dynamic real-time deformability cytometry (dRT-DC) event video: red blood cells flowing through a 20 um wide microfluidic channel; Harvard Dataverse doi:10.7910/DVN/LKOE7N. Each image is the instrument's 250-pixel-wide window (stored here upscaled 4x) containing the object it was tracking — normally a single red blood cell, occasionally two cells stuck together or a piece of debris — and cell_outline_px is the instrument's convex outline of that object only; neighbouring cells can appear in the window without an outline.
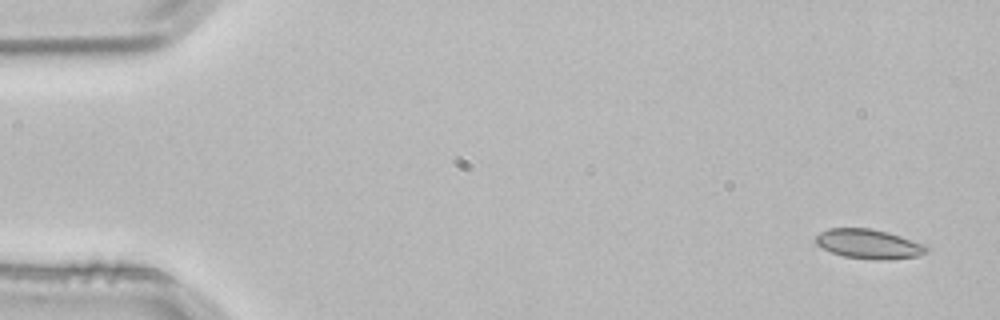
{"species": "common noctule bat (a hibernating species)", "species_latin": "Nyctalus noctula", "temperature_condition": "room temperature", "stored_images_in_passage": 4, "camera_frame_rate_fps": 3000, "um_per_image_px": 0.085, "animal": {"sex": "male", "body_mass_g": 21.5, "forearm_length_mm": 52.0}, "frame": {"image": 1, "passage_image": 1, "time_ms": 0.0, "image_size_px": [1000, 320], "cell_outline_px": [[932, 248], [928, 252], [920, 256], [884, 260], [872, 260], [844, 256], [832, 252], [816, 244], [816, 236], [820, 232], [828, 228], [872, 228], [888, 232], [924, 244]], "centroid_in_image_um": [73.9, 20.74], "position_along_channel_um": 11.1, "area_um2": 19.19}}